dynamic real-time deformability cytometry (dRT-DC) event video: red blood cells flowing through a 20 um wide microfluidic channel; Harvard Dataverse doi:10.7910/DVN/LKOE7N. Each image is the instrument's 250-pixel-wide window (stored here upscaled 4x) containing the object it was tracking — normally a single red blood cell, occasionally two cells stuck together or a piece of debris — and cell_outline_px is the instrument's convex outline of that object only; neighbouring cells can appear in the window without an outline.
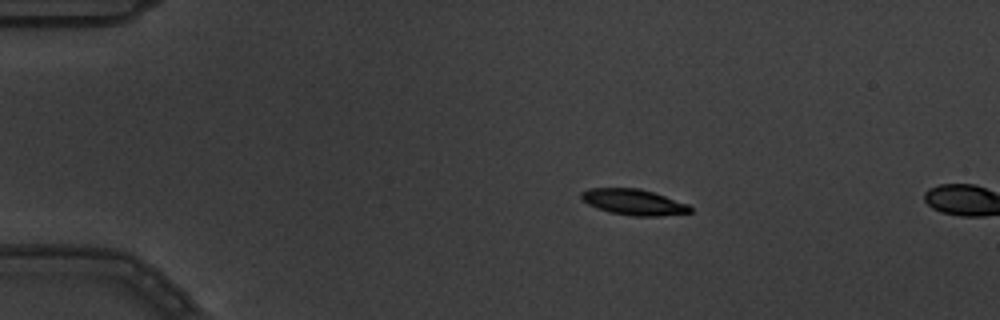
{"species": "common noctule bat (a hibernating species)", "species_latin": "Nyctalus noctula", "temperature_condition": "warm", "stored_images_in_passage": 3, "camera_frame_rate_fps": 3000, "um_per_image_px": 0.085, "animal": {"sex": "male", "body_mass_g": 19.5, "forearm_length_mm": 54.6}, "frame": {"image": 1, "passage_image": 2, "time_ms": 0.333, "image_size_px": [1000, 320], "cell_outline_px": [[692, 212], [660, 216], [636, 216], [612, 212], [596, 208], [588, 204], [580, 196], [580, 192], [588, 188], [640, 188], [688, 204], [692, 208]], "centroid_in_image_um": [53.85, 17.17], "position_along_channel_um": 31.2, "area_um2": 16.24}}